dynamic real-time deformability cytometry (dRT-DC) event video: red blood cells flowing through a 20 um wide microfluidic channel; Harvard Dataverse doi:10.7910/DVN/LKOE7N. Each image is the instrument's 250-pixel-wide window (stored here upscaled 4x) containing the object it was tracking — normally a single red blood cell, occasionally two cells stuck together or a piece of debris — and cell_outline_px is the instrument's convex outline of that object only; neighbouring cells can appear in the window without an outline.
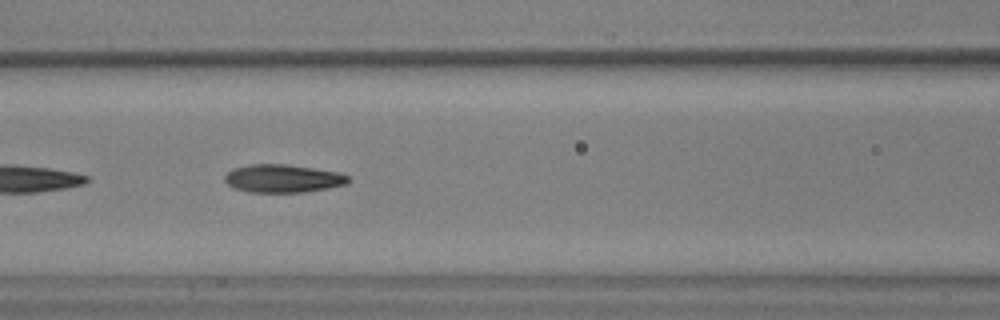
{"species": "common noctule bat (a hibernating species)", "species_latin": "Nyctalus noctula", "temperature_condition": "warm", "stored_images_in_passage": 14, "camera_frame_rate_fps": 3000, "um_per_image_px": 0.085, "animal": {"sex": "male", "body_mass_g": 17.9, "forearm_length_mm": 54.2}, "frame": {"image": 1, "passage_image": 8, "time_ms": 2.333, "image_size_px": [1000, 320], "cell_outline_px": [[348, 184], [328, 188], [304, 192], [248, 192], [236, 188], [228, 184], [224, 180], [224, 176], [232, 168], [252, 164], [284, 164], [340, 172], [348, 176]], "centroid_in_image_um": [24.04, 15.17], "position_along_channel_um": 142.6, "area_um2": 20.11}}